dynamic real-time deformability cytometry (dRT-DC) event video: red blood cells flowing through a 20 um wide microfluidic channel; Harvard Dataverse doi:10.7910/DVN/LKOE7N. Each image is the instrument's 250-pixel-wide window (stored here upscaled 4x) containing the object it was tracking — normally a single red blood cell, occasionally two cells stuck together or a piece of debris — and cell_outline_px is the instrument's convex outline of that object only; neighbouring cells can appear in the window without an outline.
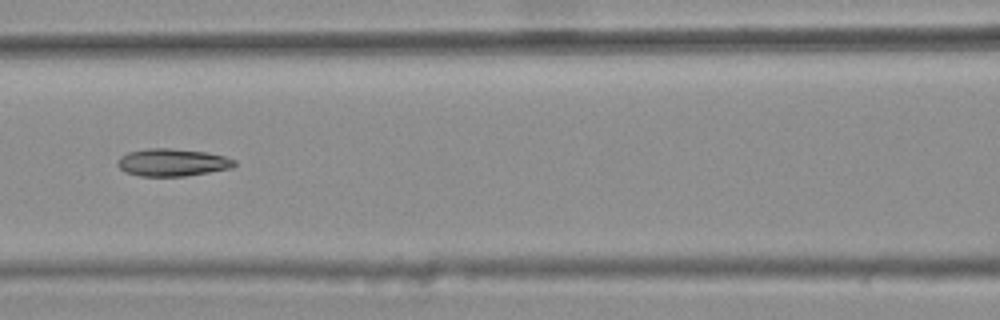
{"species": "common noctule bat (a hibernating species)", "species_latin": "Nyctalus noctula", "temperature_condition": "warm", "stored_images_in_passage": 7, "camera_frame_rate_fps": 3000, "um_per_image_px": 0.085, "animal": {"sex": "female", "body_mass_g": 25.1}, "frame": {"image": 1, "passage_image": 5, "time_ms": 1.333, "image_size_px": [1000, 320], "cell_outline_px": [[236, 164], [232, 168], [184, 176], [140, 176], [124, 172], [116, 164], [120, 156], [128, 152], [148, 148], [168, 148], [204, 152], [224, 156], [236, 160]], "centroid_in_image_um": [14.62, 13.81], "position_along_channel_um": 152.0, "area_um2": 18.67}}
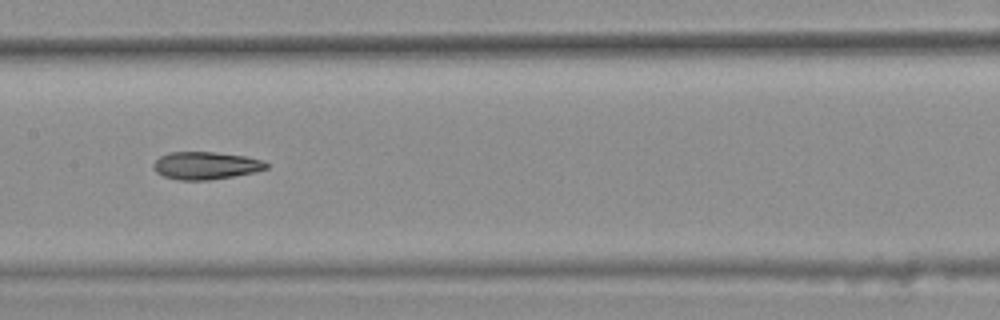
{"frame": {"image": 2, "passage_image": 6, "time_ms": 1.667, "image_size_px": [1000, 320], "cell_outline_px": [[268, 168], [256, 172], [208, 180], [180, 180], [164, 176], [156, 172], [152, 164], [160, 156], [168, 152], [216, 152], [244, 156], [264, 160], [268, 164]], "centroid_in_image_um": [17.5, 14.06], "position_along_channel_um": 189.9, "area_um2": 18.15}}
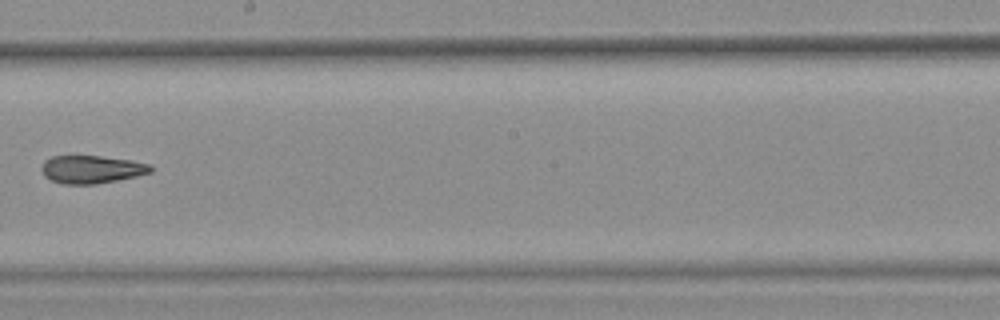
{"frame": {"image": 3, "passage_image": 7, "time_ms": 2.0, "image_size_px": [1000, 320], "cell_outline_px": [[152, 172], [136, 176], [96, 184], [64, 184], [52, 180], [44, 176], [40, 168], [44, 160], [52, 156], [100, 156], [132, 160], [152, 164]], "centroid_in_image_um": [7.78, 14.39], "position_along_channel_um": 240.4, "area_um2": 17.8}}